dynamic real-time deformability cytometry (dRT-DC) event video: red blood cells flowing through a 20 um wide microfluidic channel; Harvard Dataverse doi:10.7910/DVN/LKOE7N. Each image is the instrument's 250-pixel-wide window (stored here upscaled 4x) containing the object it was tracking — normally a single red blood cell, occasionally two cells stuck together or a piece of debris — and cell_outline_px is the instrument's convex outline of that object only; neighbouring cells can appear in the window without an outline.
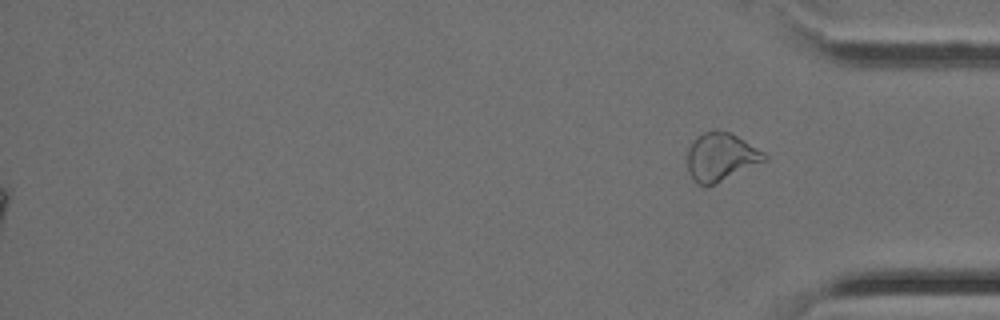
{"species": "Egyptian fruit bat (a non-hibernating species)", "species_latin": "Rousettus aegyptiacus", "temperature_condition": "cold", "stored_images_in_passage": 31, "segment_of_instrument_passage": [2, 2], "camera_frame_rate_fps": 3000, "um_per_image_px": 0.085, "animal": {"sex": "female"}, "frame": {"image": 1, "passage_image": 31, "time_ms": 10.0, "image_size_px": [1000, 320], "cell_outline_px": [[768, 156], [764, 160], [716, 184], [704, 188], [696, 184], [692, 180], [688, 172], [688, 148], [692, 140], [696, 136], [704, 132], [716, 128], [728, 132], [744, 140], [764, 152]], "centroid_in_image_um": [61.2, 13.35], "position_along_channel_um": 374.0, "area_um2": 21.73}}